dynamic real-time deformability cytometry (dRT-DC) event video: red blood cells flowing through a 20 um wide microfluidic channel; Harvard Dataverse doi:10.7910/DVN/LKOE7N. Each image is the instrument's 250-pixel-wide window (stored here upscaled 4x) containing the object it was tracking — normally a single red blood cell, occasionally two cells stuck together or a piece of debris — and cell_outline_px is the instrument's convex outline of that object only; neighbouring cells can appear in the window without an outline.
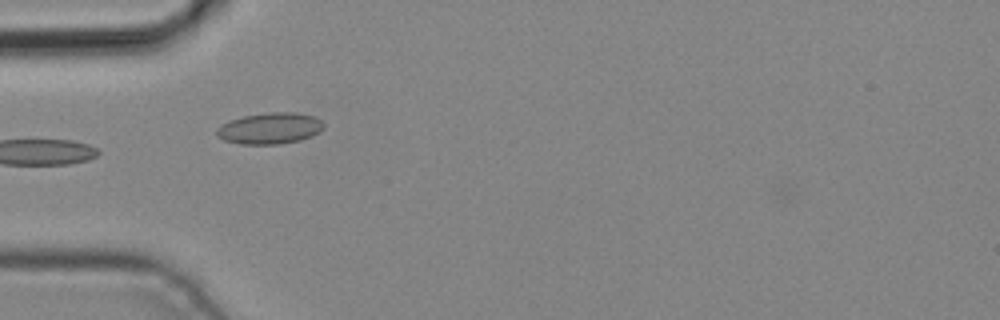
{"species": "common noctule bat (a hibernating species)", "species_latin": "Nyctalus noctula", "temperature_condition": "cold", "stored_images_in_passage": 2, "camera_frame_rate_fps": 3000, "um_per_image_px": 0.085, "animal": {"sex": "male", "body_mass_g": 19.2, "forearm_length_mm": 51.8}, "frame": {"image": 1, "passage_image": 1, "time_ms": 0.0, "image_size_px": [1000, 320], "cell_outline_px": [[324, 128], [320, 132], [312, 136], [300, 140], [280, 144], [240, 144], [224, 140], [216, 136], [216, 128], [228, 120], [244, 116], [268, 112], [296, 112], [312, 116], [320, 120], [324, 124]], "centroid_in_image_um": [22.93, 10.91], "position_along_channel_um": 62.1, "area_um2": 19.65}}
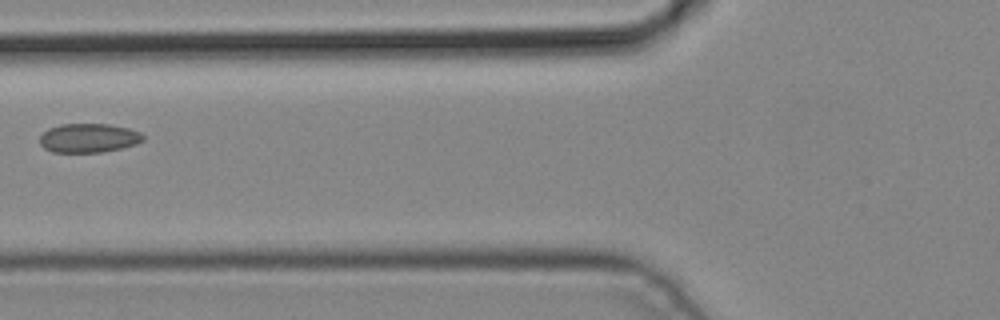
{"frame": {"image": 2, "passage_image": 2, "time_ms": 0.333, "image_size_px": [1000, 320], "cell_outline_px": [[144, 140], [136, 144], [120, 148], [100, 152], [52, 152], [44, 148], [40, 144], [40, 136], [48, 128], [60, 124], [108, 124], [128, 128], [140, 132], [144, 136]], "centroid_in_image_um": [7.52, 11.72], "position_along_channel_um": 118.3, "area_um2": 17.46}}